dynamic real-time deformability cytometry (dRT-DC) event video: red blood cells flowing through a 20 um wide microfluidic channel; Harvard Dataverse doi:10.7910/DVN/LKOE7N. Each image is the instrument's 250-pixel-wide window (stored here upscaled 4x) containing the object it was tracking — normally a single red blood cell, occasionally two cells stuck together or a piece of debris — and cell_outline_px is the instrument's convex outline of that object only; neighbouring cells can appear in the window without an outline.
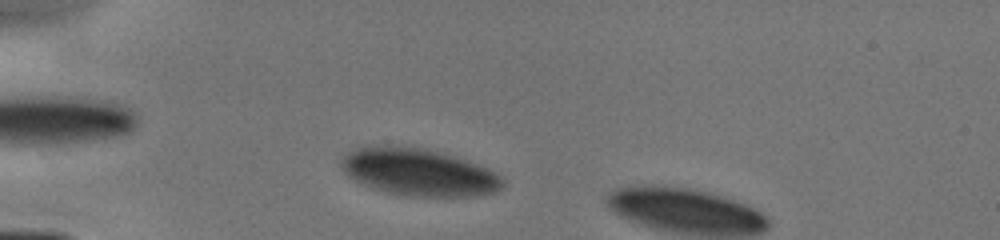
{"species": "human", "species_latin": "Homo sapiens", "temperature_condition": "cold", "stored_images_in_passage": 4, "camera_frame_rate_fps": 3000, "um_per_image_px": 0.085, "donor": {"sex": "male"}, "frame": {"image": 1, "passage_image": 2, "time_ms": 0.667, "image_size_px": [1000, 240], "cell_outline_px": [[504, 188], [492, 192], [476, 196], [408, 196], [384, 192], [372, 188], [348, 176], [340, 168], [340, 160], [352, 148], [368, 144], [396, 144], [436, 152], [452, 156], [488, 168], [496, 172], [504, 180]], "centroid_in_image_um": [35.51, 14.62], "position_along_channel_um": 49.5, "area_um2": 44.74}}